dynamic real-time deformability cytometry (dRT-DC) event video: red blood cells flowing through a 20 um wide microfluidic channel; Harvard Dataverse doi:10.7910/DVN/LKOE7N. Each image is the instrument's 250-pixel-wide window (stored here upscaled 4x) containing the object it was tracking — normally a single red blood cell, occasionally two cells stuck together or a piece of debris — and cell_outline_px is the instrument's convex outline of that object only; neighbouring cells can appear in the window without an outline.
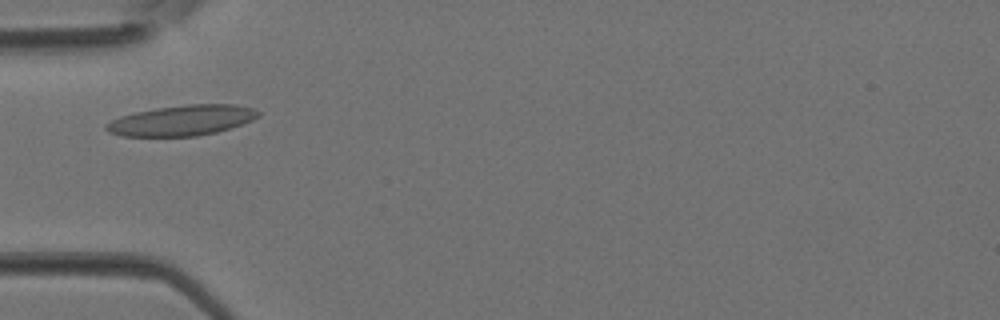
{"species": "Egyptian fruit bat (a non-hibernating species)", "species_latin": "Rousettus aegyptiacus", "temperature_condition": "room temperature", "stored_images_in_passage": 3, "camera_frame_rate_fps": 3000, "um_per_image_px": 0.085, "animal": {"sex": "female"}, "frame": {"image": 1, "passage_image": 3, "time_ms": 0.667, "image_size_px": [1000, 320], "cell_outline_px": [[260, 116], [252, 120], [216, 132], [196, 136], [120, 136], [108, 132], [104, 128], [104, 124], [120, 116], [136, 112], [156, 108], [188, 104], [236, 104], [252, 108], [260, 112]], "centroid_in_image_um": [15.43, 10.23], "position_along_channel_um": 69.6, "area_um2": 26.88}}